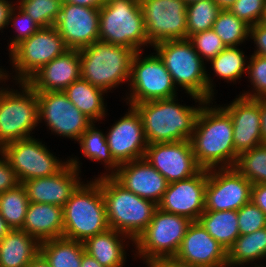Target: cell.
I'll use <instances>...</instances> for the list:
<instances>
[{"mask_svg":"<svg viewBox=\"0 0 266 267\" xmlns=\"http://www.w3.org/2000/svg\"><path fill=\"white\" fill-rule=\"evenodd\" d=\"M0 152L14 169L20 183L58 174L69 164V157L62 160L47 143L35 136L4 145Z\"/></svg>","mask_w":266,"mask_h":267,"instance_id":"cell-12","label":"cell"},{"mask_svg":"<svg viewBox=\"0 0 266 267\" xmlns=\"http://www.w3.org/2000/svg\"><path fill=\"white\" fill-rule=\"evenodd\" d=\"M40 253V243L22 229H11L0 240V267H25Z\"/></svg>","mask_w":266,"mask_h":267,"instance_id":"cell-27","label":"cell"},{"mask_svg":"<svg viewBox=\"0 0 266 267\" xmlns=\"http://www.w3.org/2000/svg\"><path fill=\"white\" fill-rule=\"evenodd\" d=\"M148 54L141 50L133 56L130 81L126 86L128 92L126 91L124 99L121 97L126 105L133 106L146 101L178 96L180 90L174 84L163 61L155 51Z\"/></svg>","mask_w":266,"mask_h":267,"instance_id":"cell-10","label":"cell"},{"mask_svg":"<svg viewBox=\"0 0 266 267\" xmlns=\"http://www.w3.org/2000/svg\"><path fill=\"white\" fill-rule=\"evenodd\" d=\"M71 156H68L69 164L58 174L34 178L22 183L27 191L29 202L64 207L72 193L83 182L82 162L77 155Z\"/></svg>","mask_w":266,"mask_h":267,"instance_id":"cell-18","label":"cell"},{"mask_svg":"<svg viewBox=\"0 0 266 267\" xmlns=\"http://www.w3.org/2000/svg\"><path fill=\"white\" fill-rule=\"evenodd\" d=\"M68 99L74 104V106L79 109L87 118L92 122H98L102 124L101 121H107L104 118L108 114L107 102L105 103V94H108L93 85L88 81L79 78L74 81L70 86H68L63 91Z\"/></svg>","mask_w":266,"mask_h":267,"instance_id":"cell-28","label":"cell"},{"mask_svg":"<svg viewBox=\"0 0 266 267\" xmlns=\"http://www.w3.org/2000/svg\"><path fill=\"white\" fill-rule=\"evenodd\" d=\"M67 50L63 38L54 26L40 28L8 53V61L11 63L9 65H12L13 72L10 71V73L6 69L7 81L11 80L10 83L27 82L45 64Z\"/></svg>","mask_w":266,"mask_h":267,"instance_id":"cell-11","label":"cell"},{"mask_svg":"<svg viewBox=\"0 0 266 267\" xmlns=\"http://www.w3.org/2000/svg\"><path fill=\"white\" fill-rule=\"evenodd\" d=\"M8 82L0 88V149L11 142L33 137L34 129L39 126L36 91L27 82L13 83L19 89Z\"/></svg>","mask_w":266,"mask_h":267,"instance_id":"cell-7","label":"cell"},{"mask_svg":"<svg viewBox=\"0 0 266 267\" xmlns=\"http://www.w3.org/2000/svg\"><path fill=\"white\" fill-rule=\"evenodd\" d=\"M151 48L163 41L187 39L184 0H139Z\"/></svg>","mask_w":266,"mask_h":267,"instance_id":"cell-14","label":"cell"},{"mask_svg":"<svg viewBox=\"0 0 266 267\" xmlns=\"http://www.w3.org/2000/svg\"><path fill=\"white\" fill-rule=\"evenodd\" d=\"M81 267H104L95 258L89 256L86 252L82 256Z\"/></svg>","mask_w":266,"mask_h":267,"instance_id":"cell-52","label":"cell"},{"mask_svg":"<svg viewBox=\"0 0 266 267\" xmlns=\"http://www.w3.org/2000/svg\"><path fill=\"white\" fill-rule=\"evenodd\" d=\"M198 222L226 250L240 236L238 215L235 210L204 211Z\"/></svg>","mask_w":266,"mask_h":267,"instance_id":"cell-31","label":"cell"},{"mask_svg":"<svg viewBox=\"0 0 266 267\" xmlns=\"http://www.w3.org/2000/svg\"><path fill=\"white\" fill-rule=\"evenodd\" d=\"M260 23L262 25L266 26V9H265V11L263 13V16H262V19H261Z\"/></svg>","mask_w":266,"mask_h":267,"instance_id":"cell-56","label":"cell"},{"mask_svg":"<svg viewBox=\"0 0 266 267\" xmlns=\"http://www.w3.org/2000/svg\"><path fill=\"white\" fill-rule=\"evenodd\" d=\"M251 43H254V52L252 54H258L266 57V26L262 25L260 22L250 26Z\"/></svg>","mask_w":266,"mask_h":267,"instance_id":"cell-45","label":"cell"},{"mask_svg":"<svg viewBox=\"0 0 266 267\" xmlns=\"http://www.w3.org/2000/svg\"><path fill=\"white\" fill-rule=\"evenodd\" d=\"M260 119L262 139L266 144V98H260Z\"/></svg>","mask_w":266,"mask_h":267,"instance_id":"cell-50","label":"cell"},{"mask_svg":"<svg viewBox=\"0 0 266 267\" xmlns=\"http://www.w3.org/2000/svg\"><path fill=\"white\" fill-rule=\"evenodd\" d=\"M234 168L252 184H265L266 144L240 153Z\"/></svg>","mask_w":266,"mask_h":267,"instance_id":"cell-36","label":"cell"},{"mask_svg":"<svg viewBox=\"0 0 266 267\" xmlns=\"http://www.w3.org/2000/svg\"><path fill=\"white\" fill-rule=\"evenodd\" d=\"M213 31L226 47L242 46L249 40L250 26L230 10H221L213 24Z\"/></svg>","mask_w":266,"mask_h":267,"instance_id":"cell-35","label":"cell"},{"mask_svg":"<svg viewBox=\"0 0 266 267\" xmlns=\"http://www.w3.org/2000/svg\"><path fill=\"white\" fill-rule=\"evenodd\" d=\"M145 159L169 183L191 178L202 169L195 160L190 140L148 144Z\"/></svg>","mask_w":266,"mask_h":267,"instance_id":"cell-17","label":"cell"},{"mask_svg":"<svg viewBox=\"0 0 266 267\" xmlns=\"http://www.w3.org/2000/svg\"><path fill=\"white\" fill-rule=\"evenodd\" d=\"M21 229L39 243L63 237V207L30 202Z\"/></svg>","mask_w":266,"mask_h":267,"instance_id":"cell-26","label":"cell"},{"mask_svg":"<svg viewBox=\"0 0 266 267\" xmlns=\"http://www.w3.org/2000/svg\"><path fill=\"white\" fill-rule=\"evenodd\" d=\"M39 106V125H46L51 135L77 143L93 123L61 92H36ZM49 129V130H48Z\"/></svg>","mask_w":266,"mask_h":267,"instance_id":"cell-13","label":"cell"},{"mask_svg":"<svg viewBox=\"0 0 266 267\" xmlns=\"http://www.w3.org/2000/svg\"><path fill=\"white\" fill-rule=\"evenodd\" d=\"M216 102L203 104L190 138L195 160L202 169L234 167L239 155L233 143L232 119Z\"/></svg>","mask_w":266,"mask_h":267,"instance_id":"cell-1","label":"cell"},{"mask_svg":"<svg viewBox=\"0 0 266 267\" xmlns=\"http://www.w3.org/2000/svg\"><path fill=\"white\" fill-rule=\"evenodd\" d=\"M9 25L14 29L12 33L14 35L7 40L6 49L8 53L20 42L28 39L41 28L30 15L22 11L16 4L10 11L8 28L10 27Z\"/></svg>","mask_w":266,"mask_h":267,"instance_id":"cell-40","label":"cell"},{"mask_svg":"<svg viewBox=\"0 0 266 267\" xmlns=\"http://www.w3.org/2000/svg\"><path fill=\"white\" fill-rule=\"evenodd\" d=\"M15 3L41 28H46L55 25L60 14L62 0H15Z\"/></svg>","mask_w":266,"mask_h":267,"instance_id":"cell-38","label":"cell"},{"mask_svg":"<svg viewBox=\"0 0 266 267\" xmlns=\"http://www.w3.org/2000/svg\"><path fill=\"white\" fill-rule=\"evenodd\" d=\"M221 11L214 0H201L187 5V39L190 35L210 30Z\"/></svg>","mask_w":266,"mask_h":267,"instance_id":"cell-37","label":"cell"},{"mask_svg":"<svg viewBox=\"0 0 266 267\" xmlns=\"http://www.w3.org/2000/svg\"><path fill=\"white\" fill-rule=\"evenodd\" d=\"M11 230L6 221L0 215V240Z\"/></svg>","mask_w":266,"mask_h":267,"instance_id":"cell-54","label":"cell"},{"mask_svg":"<svg viewBox=\"0 0 266 267\" xmlns=\"http://www.w3.org/2000/svg\"><path fill=\"white\" fill-rule=\"evenodd\" d=\"M112 176L132 193L157 205L169 185L145 157L121 164Z\"/></svg>","mask_w":266,"mask_h":267,"instance_id":"cell-23","label":"cell"},{"mask_svg":"<svg viewBox=\"0 0 266 267\" xmlns=\"http://www.w3.org/2000/svg\"><path fill=\"white\" fill-rule=\"evenodd\" d=\"M107 0H62L70 4L100 9Z\"/></svg>","mask_w":266,"mask_h":267,"instance_id":"cell-49","label":"cell"},{"mask_svg":"<svg viewBox=\"0 0 266 267\" xmlns=\"http://www.w3.org/2000/svg\"><path fill=\"white\" fill-rule=\"evenodd\" d=\"M146 267H198V266L181 261L177 259L175 256H173V257H163L154 260Z\"/></svg>","mask_w":266,"mask_h":267,"instance_id":"cell-47","label":"cell"},{"mask_svg":"<svg viewBox=\"0 0 266 267\" xmlns=\"http://www.w3.org/2000/svg\"><path fill=\"white\" fill-rule=\"evenodd\" d=\"M221 10H229L237 0H214Z\"/></svg>","mask_w":266,"mask_h":267,"instance_id":"cell-53","label":"cell"},{"mask_svg":"<svg viewBox=\"0 0 266 267\" xmlns=\"http://www.w3.org/2000/svg\"><path fill=\"white\" fill-rule=\"evenodd\" d=\"M22 183L0 194V215L11 229H21L29 205Z\"/></svg>","mask_w":266,"mask_h":267,"instance_id":"cell-34","label":"cell"},{"mask_svg":"<svg viewBox=\"0 0 266 267\" xmlns=\"http://www.w3.org/2000/svg\"><path fill=\"white\" fill-rule=\"evenodd\" d=\"M135 53L126 46L95 41L79 49L81 78L107 94L112 93L114 88L116 90L119 86L129 84Z\"/></svg>","mask_w":266,"mask_h":267,"instance_id":"cell-5","label":"cell"},{"mask_svg":"<svg viewBox=\"0 0 266 267\" xmlns=\"http://www.w3.org/2000/svg\"><path fill=\"white\" fill-rule=\"evenodd\" d=\"M249 57L250 54L247 56L241 46L226 47L208 63L211 71L213 70L212 75L219 77L218 79L224 80L227 84L230 82L235 84L238 81L240 83L244 74H247Z\"/></svg>","mask_w":266,"mask_h":267,"instance_id":"cell-33","label":"cell"},{"mask_svg":"<svg viewBox=\"0 0 266 267\" xmlns=\"http://www.w3.org/2000/svg\"><path fill=\"white\" fill-rule=\"evenodd\" d=\"M238 227L240 235L251 234L266 227V215L252 201L243 205L238 211Z\"/></svg>","mask_w":266,"mask_h":267,"instance_id":"cell-42","label":"cell"},{"mask_svg":"<svg viewBox=\"0 0 266 267\" xmlns=\"http://www.w3.org/2000/svg\"><path fill=\"white\" fill-rule=\"evenodd\" d=\"M246 78L251 87L247 91H240L239 95L250 99L266 98V57L250 55Z\"/></svg>","mask_w":266,"mask_h":267,"instance_id":"cell-39","label":"cell"},{"mask_svg":"<svg viewBox=\"0 0 266 267\" xmlns=\"http://www.w3.org/2000/svg\"><path fill=\"white\" fill-rule=\"evenodd\" d=\"M178 96L133 105L139 113L147 144L190 140L198 113L206 102L197 97L186 105ZM198 103V104H197Z\"/></svg>","mask_w":266,"mask_h":267,"instance_id":"cell-2","label":"cell"},{"mask_svg":"<svg viewBox=\"0 0 266 267\" xmlns=\"http://www.w3.org/2000/svg\"><path fill=\"white\" fill-rule=\"evenodd\" d=\"M19 184L20 182L14 169L0 152V194L9 189L15 188Z\"/></svg>","mask_w":266,"mask_h":267,"instance_id":"cell-44","label":"cell"},{"mask_svg":"<svg viewBox=\"0 0 266 267\" xmlns=\"http://www.w3.org/2000/svg\"><path fill=\"white\" fill-rule=\"evenodd\" d=\"M263 261H266V227L240 235L227 250V267H262Z\"/></svg>","mask_w":266,"mask_h":267,"instance_id":"cell-29","label":"cell"},{"mask_svg":"<svg viewBox=\"0 0 266 267\" xmlns=\"http://www.w3.org/2000/svg\"><path fill=\"white\" fill-rule=\"evenodd\" d=\"M127 106L125 114L105 132L109 150L119 165L144 158L148 146L139 113Z\"/></svg>","mask_w":266,"mask_h":267,"instance_id":"cell-16","label":"cell"},{"mask_svg":"<svg viewBox=\"0 0 266 267\" xmlns=\"http://www.w3.org/2000/svg\"><path fill=\"white\" fill-rule=\"evenodd\" d=\"M252 185L234 167L207 169L205 211H238L251 201Z\"/></svg>","mask_w":266,"mask_h":267,"instance_id":"cell-15","label":"cell"},{"mask_svg":"<svg viewBox=\"0 0 266 267\" xmlns=\"http://www.w3.org/2000/svg\"><path fill=\"white\" fill-rule=\"evenodd\" d=\"M7 82V78H6V68H2V66H0V88L1 86H3L5 83Z\"/></svg>","mask_w":266,"mask_h":267,"instance_id":"cell-55","label":"cell"},{"mask_svg":"<svg viewBox=\"0 0 266 267\" xmlns=\"http://www.w3.org/2000/svg\"><path fill=\"white\" fill-rule=\"evenodd\" d=\"M187 5L190 4V3H193V2H196V1H201V0H184Z\"/></svg>","mask_w":266,"mask_h":267,"instance_id":"cell-57","label":"cell"},{"mask_svg":"<svg viewBox=\"0 0 266 267\" xmlns=\"http://www.w3.org/2000/svg\"><path fill=\"white\" fill-rule=\"evenodd\" d=\"M25 267H51L48 261L39 253L33 260H31Z\"/></svg>","mask_w":266,"mask_h":267,"instance_id":"cell-51","label":"cell"},{"mask_svg":"<svg viewBox=\"0 0 266 267\" xmlns=\"http://www.w3.org/2000/svg\"><path fill=\"white\" fill-rule=\"evenodd\" d=\"M14 0H0V32L3 33L4 29L8 28L9 14L13 6Z\"/></svg>","mask_w":266,"mask_h":267,"instance_id":"cell-48","label":"cell"},{"mask_svg":"<svg viewBox=\"0 0 266 267\" xmlns=\"http://www.w3.org/2000/svg\"><path fill=\"white\" fill-rule=\"evenodd\" d=\"M251 201L266 215V183L252 185Z\"/></svg>","mask_w":266,"mask_h":267,"instance_id":"cell-46","label":"cell"},{"mask_svg":"<svg viewBox=\"0 0 266 267\" xmlns=\"http://www.w3.org/2000/svg\"><path fill=\"white\" fill-rule=\"evenodd\" d=\"M99 10L62 2L54 27L68 49H81L99 40Z\"/></svg>","mask_w":266,"mask_h":267,"instance_id":"cell-19","label":"cell"},{"mask_svg":"<svg viewBox=\"0 0 266 267\" xmlns=\"http://www.w3.org/2000/svg\"><path fill=\"white\" fill-rule=\"evenodd\" d=\"M109 228L100 182L84 180L63 207V237L84 242Z\"/></svg>","mask_w":266,"mask_h":267,"instance_id":"cell-6","label":"cell"},{"mask_svg":"<svg viewBox=\"0 0 266 267\" xmlns=\"http://www.w3.org/2000/svg\"><path fill=\"white\" fill-rule=\"evenodd\" d=\"M266 9V0H237L229 9L249 26L259 23Z\"/></svg>","mask_w":266,"mask_h":267,"instance_id":"cell-43","label":"cell"},{"mask_svg":"<svg viewBox=\"0 0 266 267\" xmlns=\"http://www.w3.org/2000/svg\"><path fill=\"white\" fill-rule=\"evenodd\" d=\"M152 48L163 61L177 89L194 101L216 100V84L207 70L206 62L199 56L188 39L163 41ZM209 73V74H208Z\"/></svg>","mask_w":266,"mask_h":267,"instance_id":"cell-3","label":"cell"},{"mask_svg":"<svg viewBox=\"0 0 266 267\" xmlns=\"http://www.w3.org/2000/svg\"><path fill=\"white\" fill-rule=\"evenodd\" d=\"M81 78V60L78 49H68L45 64L27 83L36 92H61Z\"/></svg>","mask_w":266,"mask_h":267,"instance_id":"cell-24","label":"cell"},{"mask_svg":"<svg viewBox=\"0 0 266 267\" xmlns=\"http://www.w3.org/2000/svg\"><path fill=\"white\" fill-rule=\"evenodd\" d=\"M83 245L85 252L95 258L102 266L124 267L127 262L126 256H129L127 251L130 250V246H134V241L129 236L109 228L87 238Z\"/></svg>","mask_w":266,"mask_h":267,"instance_id":"cell-25","label":"cell"},{"mask_svg":"<svg viewBox=\"0 0 266 267\" xmlns=\"http://www.w3.org/2000/svg\"><path fill=\"white\" fill-rule=\"evenodd\" d=\"M206 186L207 169H201L191 178L171 182L158 208L168 213L188 217L192 221H198L205 211Z\"/></svg>","mask_w":266,"mask_h":267,"instance_id":"cell-20","label":"cell"},{"mask_svg":"<svg viewBox=\"0 0 266 267\" xmlns=\"http://www.w3.org/2000/svg\"><path fill=\"white\" fill-rule=\"evenodd\" d=\"M96 122H93L88 129L80 136L78 145L81 149L83 158L86 157L91 162L95 161L98 164L101 162L104 167V172H100L97 177L112 176L119 168V164L109 150L106 135L104 130L99 129ZM99 127V128H98Z\"/></svg>","mask_w":266,"mask_h":267,"instance_id":"cell-30","label":"cell"},{"mask_svg":"<svg viewBox=\"0 0 266 267\" xmlns=\"http://www.w3.org/2000/svg\"><path fill=\"white\" fill-rule=\"evenodd\" d=\"M231 117L233 143L240 154L263 143L260 119V98L250 99L236 95L229 104L220 105Z\"/></svg>","mask_w":266,"mask_h":267,"instance_id":"cell-21","label":"cell"},{"mask_svg":"<svg viewBox=\"0 0 266 267\" xmlns=\"http://www.w3.org/2000/svg\"><path fill=\"white\" fill-rule=\"evenodd\" d=\"M93 178L101 184L109 227L135 241L151 222L158 205L132 193L113 176Z\"/></svg>","mask_w":266,"mask_h":267,"instance_id":"cell-4","label":"cell"},{"mask_svg":"<svg viewBox=\"0 0 266 267\" xmlns=\"http://www.w3.org/2000/svg\"><path fill=\"white\" fill-rule=\"evenodd\" d=\"M194 49L199 56L208 64L222 50L226 48L221 38L213 31V29L205 30L188 37Z\"/></svg>","mask_w":266,"mask_h":267,"instance_id":"cell-41","label":"cell"},{"mask_svg":"<svg viewBox=\"0 0 266 267\" xmlns=\"http://www.w3.org/2000/svg\"><path fill=\"white\" fill-rule=\"evenodd\" d=\"M192 222L188 217L157 208L149 225L134 241L132 258H138L146 267L154 260L175 256Z\"/></svg>","mask_w":266,"mask_h":267,"instance_id":"cell-9","label":"cell"},{"mask_svg":"<svg viewBox=\"0 0 266 267\" xmlns=\"http://www.w3.org/2000/svg\"><path fill=\"white\" fill-rule=\"evenodd\" d=\"M99 40L135 52L151 48L139 0H107L99 10Z\"/></svg>","mask_w":266,"mask_h":267,"instance_id":"cell-8","label":"cell"},{"mask_svg":"<svg viewBox=\"0 0 266 267\" xmlns=\"http://www.w3.org/2000/svg\"><path fill=\"white\" fill-rule=\"evenodd\" d=\"M175 257L198 267H227V250L198 221L189 225Z\"/></svg>","mask_w":266,"mask_h":267,"instance_id":"cell-22","label":"cell"},{"mask_svg":"<svg viewBox=\"0 0 266 267\" xmlns=\"http://www.w3.org/2000/svg\"><path fill=\"white\" fill-rule=\"evenodd\" d=\"M40 253L51 267H81L85 249L83 242L61 237L41 242Z\"/></svg>","mask_w":266,"mask_h":267,"instance_id":"cell-32","label":"cell"}]
</instances>
